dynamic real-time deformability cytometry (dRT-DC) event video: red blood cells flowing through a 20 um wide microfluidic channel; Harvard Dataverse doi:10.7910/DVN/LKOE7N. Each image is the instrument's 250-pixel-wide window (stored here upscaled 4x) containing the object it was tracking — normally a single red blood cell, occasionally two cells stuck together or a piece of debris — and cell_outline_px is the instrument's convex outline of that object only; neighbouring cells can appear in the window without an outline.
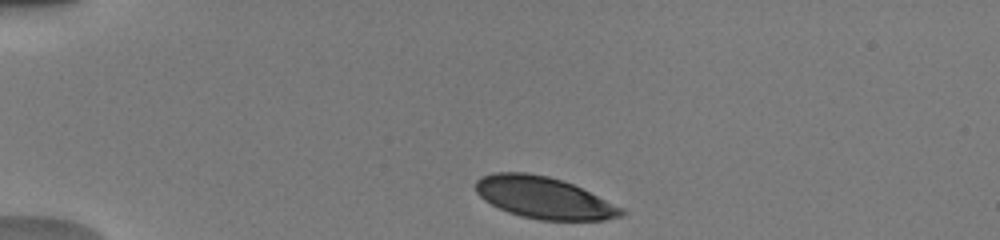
{"species": "human", "species_latin": "Homo sapiens", "temperature_condition": "warm", "stored_images_in_passage": 11, "camera_frame_rate_fps": 3000, "um_per_image_px": 0.085, "donor": {"sex": "male"}, "frame": {"image": 1, "passage_image": 1, "time_ms": 0.0, "image_size_px": [1000, 240], "cell_outline_px": [[628, 212], [624, 216], [604, 220], [540, 220], [520, 216], [508, 212], [484, 200], [476, 192], [476, 180], [480, 176], [492, 172], [528, 172], [548, 176], [564, 180], [624, 208]], "centroid_in_image_um": [46.25, 16.8], "position_along_channel_um": 38.8, "area_um2": 35.66}}
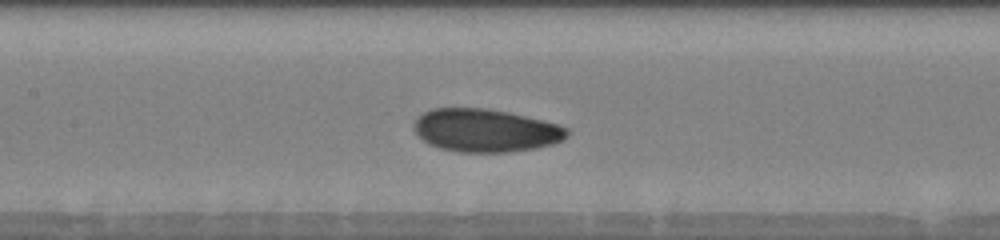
{"frame": {"image": 2, "passage_image": 9, "time_ms": 4.667, "image_size_px": [1000, 240], "cell_outline_px": [[568, 136], [564, 140], [552, 144], [536, 148], [508, 152], [460, 152], [440, 148], [428, 144], [412, 128], [412, 124], [424, 112], [432, 108], [488, 108], [508, 112], [556, 124], [568, 128]], "centroid_in_image_um": [41.26, 11.09], "position_along_channel_um": 166.1, "area_um2": 38.26}}
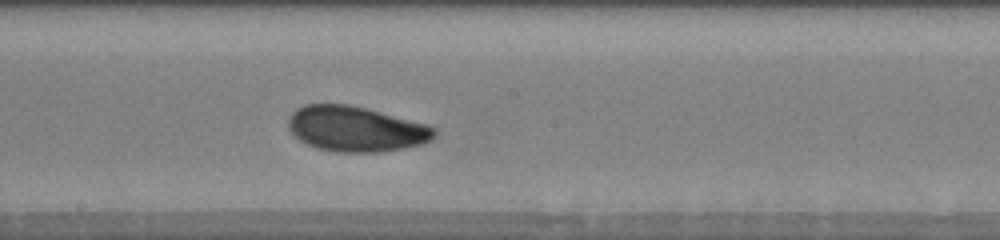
{"frame": {"image": 3, "passage_image": 11, "time_ms": 6.0, "image_size_px": [1000, 240], "cell_outline_px": [[436, 136], [432, 140], [420, 144], [404, 148], [380, 152], [336, 152], [316, 148], [300, 140], [288, 128], [288, 116], [296, 108], [304, 104], [348, 104], [368, 108], [428, 124], [436, 128]], "centroid_in_image_um": [30.26, 10.95], "position_along_channel_um": 217.9, "area_um2": 38.9}}